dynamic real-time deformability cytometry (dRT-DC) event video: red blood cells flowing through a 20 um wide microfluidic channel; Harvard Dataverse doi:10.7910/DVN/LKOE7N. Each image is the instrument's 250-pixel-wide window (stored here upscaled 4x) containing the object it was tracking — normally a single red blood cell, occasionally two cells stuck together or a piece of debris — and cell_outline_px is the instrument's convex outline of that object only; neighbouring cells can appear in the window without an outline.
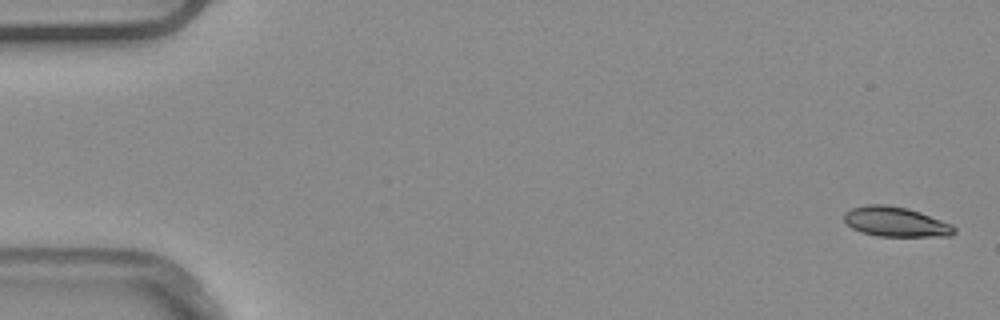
{"species": "common noctule bat (a hibernating species)", "species_latin": "Nyctalus noctula", "temperature_condition": "warm", "stored_images_in_passage": 5, "segment_of_instrument_passage": [1, 2], "camera_frame_rate_fps": 3000, "um_per_image_px": 0.085, "animal": {"sex": "male", "body_mass_g": 20.4}, "frame": {"image": 1, "passage_image": 1, "time_ms": 0.0, "image_size_px": [1000, 320], "cell_outline_px": [[956, 232], [952, 236], [876, 236], [860, 232], [852, 228], [844, 220], [844, 212], [852, 208], [868, 204], [888, 204], [908, 208], [920, 212], [952, 224], [956, 228]], "centroid_in_image_um": [76.14, 18.85], "position_along_channel_um": 8.9, "area_um2": 19.31}}
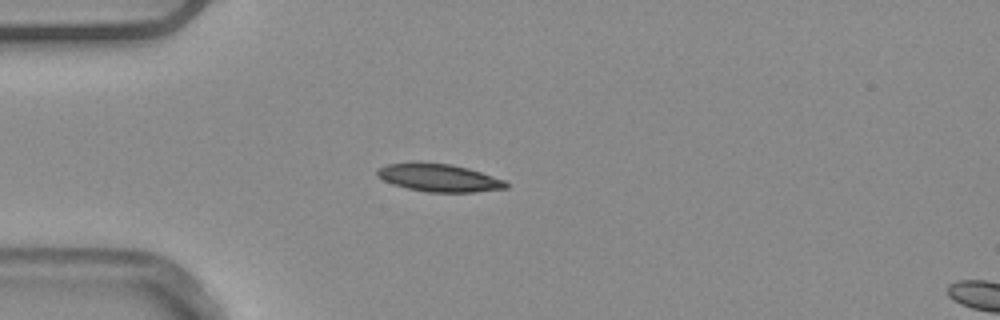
{"frame": {"image": 2, "passage_image": 4, "time_ms": 1.0, "image_size_px": [1000, 320], "cell_outline_px": [[508, 188], [476, 192], [428, 192], [408, 188], [392, 184], [376, 176], [376, 172], [380, 168], [388, 164], [448, 164], [468, 168], [504, 180], [508, 184]], "centroid_in_image_um": [37.36, 15.15], "position_along_channel_um": 47.6, "area_um2": 20.17}}